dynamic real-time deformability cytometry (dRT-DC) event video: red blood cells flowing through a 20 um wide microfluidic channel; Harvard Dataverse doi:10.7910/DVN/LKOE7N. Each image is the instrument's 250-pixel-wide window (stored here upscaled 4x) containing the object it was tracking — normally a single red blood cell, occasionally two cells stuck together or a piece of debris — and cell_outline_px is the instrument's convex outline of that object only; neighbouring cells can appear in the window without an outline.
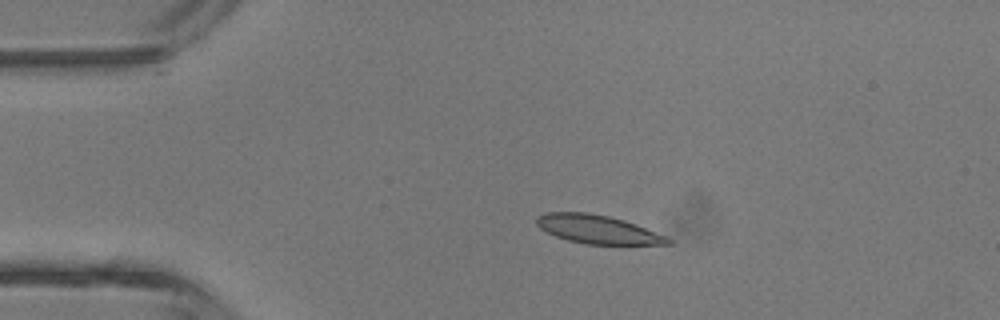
{"species": "common noctule bat (a hibernating species)", "species_latin": "Nyctalus noctula", "temperature_condition": "room temperature", "stored_images_in_passage": 3, "camera_frame_rate_fps": 3000, "um_per_image_px": 0.085, "animal": {"sex": "male", "body_mass_g": 13.3}, "frame": {"image": 1, "passage_image": 2, "time_ms": 1.333, "image_size_px": [1000, 320], "cell_outline_px": [[672, 244], [588, 244], [568, 240], [556, 236], [540, 228], [536, 224], [536, 216], [544, 212], [588, 212], [608, 216], [624, 220], [636, 224], [668, 236], [672, 240]], "centroid_in_image_um": [50.81, 19.48], "position_along_channel_um": 34.2, "area_um2": 21.85}}